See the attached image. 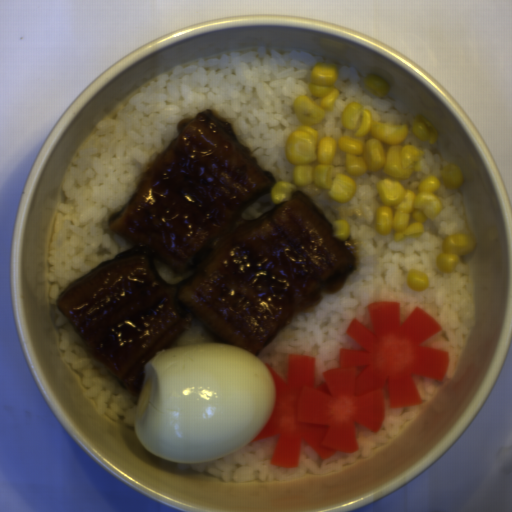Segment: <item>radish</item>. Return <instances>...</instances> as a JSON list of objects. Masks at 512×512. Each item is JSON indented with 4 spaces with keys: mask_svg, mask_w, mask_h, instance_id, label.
<instances>
[{
    "mask_svg": "<svg viewBox=\"0 0 512 512\" xmlns=\"http://www.w3.org/2000/svg\"><path fill=\"white\" fill-rule=\"evenodd\" d=\"M367 311L370 327L354 318L345 334L360 349H341L338 367L322 373L321 383L315 357L288 355L284 377L267 366L274 408L251 440L277 437L271 466L297 467L302 440L322 460L356 453V426L376 433L385 422V390L391 409H404L422 404L416 377L445 379L449 355L428 344L442 331L435 319L416 307L402 320L398 301L369 304Z\"/></svg>",
    "mask_w": 512,
    "mask_h": 512,
    "instance_id": "obj_1",
    "label": "radish"
}]
</instances>
